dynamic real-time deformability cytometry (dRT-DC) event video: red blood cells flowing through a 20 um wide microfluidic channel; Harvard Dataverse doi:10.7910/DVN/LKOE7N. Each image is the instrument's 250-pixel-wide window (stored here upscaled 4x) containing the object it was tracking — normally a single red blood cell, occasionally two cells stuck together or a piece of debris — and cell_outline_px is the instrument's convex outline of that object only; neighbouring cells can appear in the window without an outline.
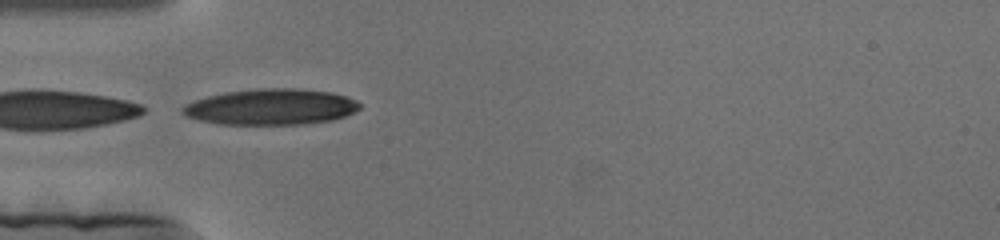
{"species": "human", "species_latin": "Homo sapiens", "temperature_condition": "cold", "stored_images_in_passage": 111, "camera_frame_rate_fps": 3000, "um_per_image_px": 0.085, "donor": {"sex": "female"}, "frame": {"image": 1, "passage_image": 1, "time_ms": 0.0, "image_size_px": [1000, 240], "cell_outline_px": [[360, 108], [356, 112], [332, 120], [304, 124], [220, 124], [200, 120], [184, 116], [180, 112], [180, 108], [184, 104], [208, 96], [224, 92], [260, 88], [296, 88], [332, 92], [356, 100], [360, 104]], "centroid_in_image_um": [23.01, 9.08], "position_along_channel_um": 62.0, "area_um2": 37.22}}
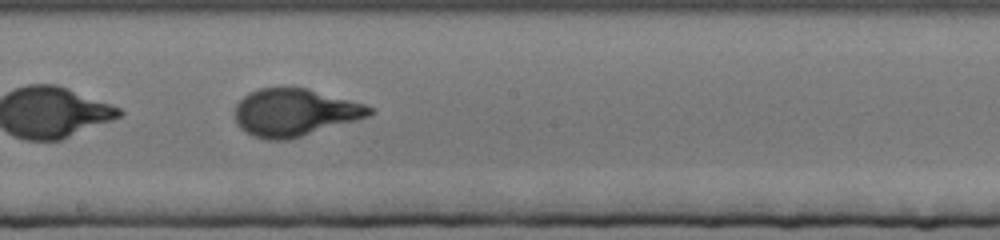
{"frame": {"image": 2, "passage_image": 42, "time_ms": 13.667, "image_size_px": [1000, 240], "cell_outline_px": [[376, 112], [368, 116], [356, 120], [288, 140], [268, 140], [252, 136], [240, 128], [236, 124], [236, 104], [248, 92], [260, 88], [308, 88], [364, 104], [376, 108]], "centroid_in_image_um": [25.04, 9.56], "position_along_channel_um": 223.2, "area_um2": 37.11}}
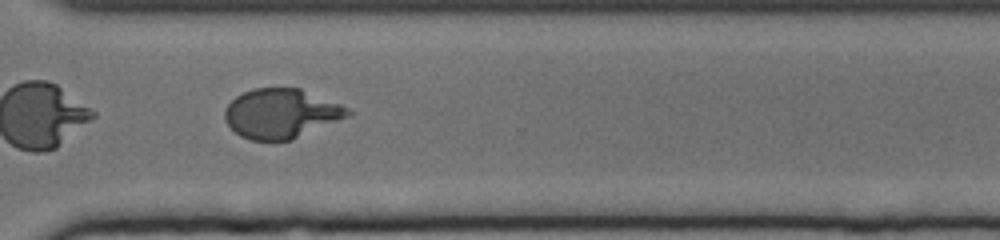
{"frame": {"image": 3, "passage_image": 73, "time_ms": 24.0, "image_size_px": [1000, 240], "cell_outline_px": [[356, 112], [348, 116], [292, 140], [252, 140], [240, 136], [224, 120], [224, 108], [236, 96], [244, 92], [256, 88], [300, 88], [340, 104]], "centroid_in_image_um": [23.89, 9.65], "position_along_channel_um": 346.7, "area_um2": 35.32}}